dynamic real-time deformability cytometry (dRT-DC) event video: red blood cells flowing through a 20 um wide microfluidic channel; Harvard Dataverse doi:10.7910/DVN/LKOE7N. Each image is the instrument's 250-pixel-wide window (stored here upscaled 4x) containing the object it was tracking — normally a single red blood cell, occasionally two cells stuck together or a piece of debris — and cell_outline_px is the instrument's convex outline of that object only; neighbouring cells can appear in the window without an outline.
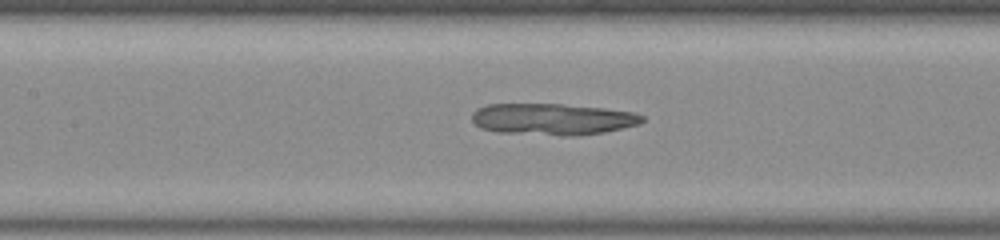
{"species": "common noctule bat (a hibernating species)", "species_latin": "Nyctalus noctula", "temperature_condition": "room temperature", "stored_images_in_passage": 52, "camera_frame_rate_fps": 3000, "um_per_image_px": 0.085, "animal": {"sex": "male", "body_mass_g": 20.0, "forearm_length_mm": 53.3}, "frame": {"image": 1, "passage_image": 25, "time_ms": 8.0, "image_size_px": [1000, 240], "cell_outline_px": [[644, 120], [640, 124], [604, 132], [572, 136], [568, 136], [500, 132], [480, 128], [472, 120], [472, 112], [476, 108], [488, 104], [564, 104], [604, 108], [632, 112], [644, 116]], "centroid_in_image_um": [46.96, 10.12], "position_along_channel_um": 160.4, "area_um2": 31.27}}
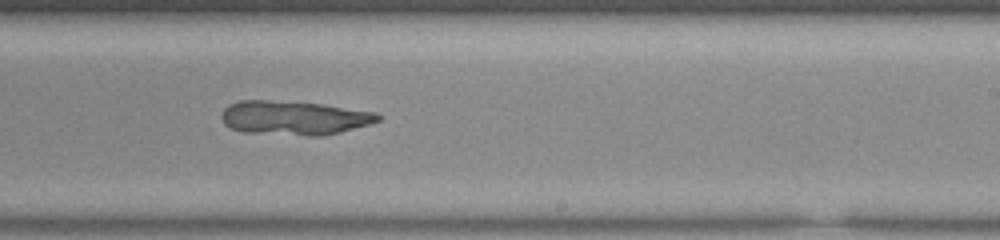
{"frame": {"image": 2, "passage_image": 33, "time_ms": 10.667, "image_size_px": [1000, 240], "cell_outline_px": [[380, 120], [368, 124], [340, 132], [324, 136], [308, 136], [244, 132], [232, 128], [224, 124], [220, 116], [224, 108], [228, 104], [240, 100], [268, 100], [324, 104], [376, 112], [380, 116]], "centroid_in_image_um": [24.97, 10.01], "position_along_channel_um": 264.0, "area_um2": 31.15}}
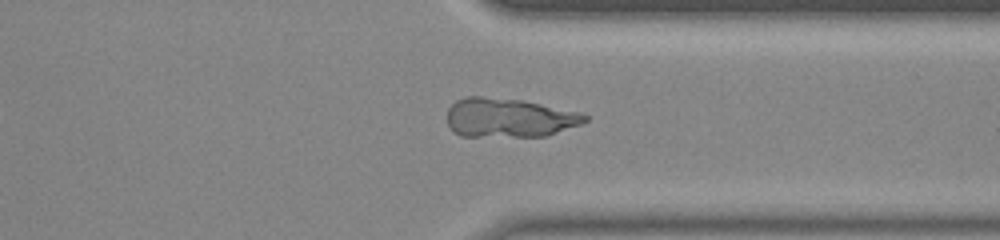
{"frame": {"image": 3, "passage_image": 41, "time_ms": 13.333, "image_size_px": [1000, 240], "cell_outline_px": [[588, 120], [580, 124], [548, 136], [460, 136], [452, 132], [448, 124], [448, 108], [456, 100], [464, 96], [480, 96], [524, 100], [580, 112], [588, 116]], "centroid_in_image_um": [43.26, 10.0], "position_along_channel_um": 368.1, "area_um2": 31.62}}